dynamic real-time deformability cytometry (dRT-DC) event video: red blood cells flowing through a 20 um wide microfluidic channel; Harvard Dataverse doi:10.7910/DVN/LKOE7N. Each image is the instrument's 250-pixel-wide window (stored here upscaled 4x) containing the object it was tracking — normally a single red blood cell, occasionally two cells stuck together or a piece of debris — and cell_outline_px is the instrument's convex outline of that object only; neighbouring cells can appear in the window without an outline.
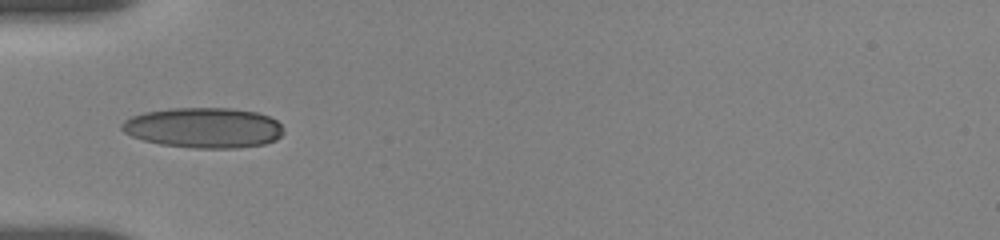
{"species": "human", "species_latin": "Homo sapiens", "temperature_condition": "room temperature", "stored_images_in_passage": 2, "camera_frame_rate_fps": 3000, "um_per_image_px": 0.085, "donor": {"sex": "female"}, "frame": {"image": 1, "passage_image": 1, "time_ms": 0.0, "image_size_px": [1000, 240], "cell_outline_px": [[284, 132], [276, 140], [264, 144], [236, 148], [192, 148], [160, 144], [144, 140], [132, 136], [124, 132], [120, 128], [120, 124], [124, 120], [132, 116], [144, 112], [172, 108], [232, 108], [256, 112], [268, 116], [276, 120], [284, 128]], "centroid_in_image_um": [17.31, 10.86], "position_along_channel_um": 67.7, "area_um2": 38.15}}